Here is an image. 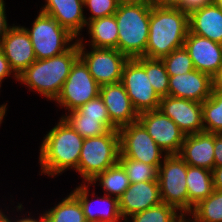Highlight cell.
Masks as SVG:
<instances>
[{
	"instance_id": "cell-14",
	"label": "cell",
	"mask_w": 222,
	"mask_h": 222,
	"mask_svg": "<svg viewBox=\"0 0 222 222\" xmlns=\"http://www.w3.org/2000/svg\"><path fill=\"white\" fill-rule=\"evenodd\" d=\"M90 187V183L81 182L79 186L71 191L82 206L86 222H123L124 220L119 210V199L105 194L101 197H97V195H94L96 193L93 191L90 195L92 196L91 200L89 198V194L91 193ZM94 196L97 197V199Z\"/></svg>"
},
{
	"instance_id": "cell-48",
	"label": "cell",
	"mask_w": 222,
	"mask_h": 222,
	"mask_svg": "<svg viewBox=\"0 0 222 222\" xmlns=\"http://www.w3.org/2000/svg\"><path fill=\"white\" fill-rule=\"evenodd\" d=\"M214 2H215L217 5H219V6L222 7V0H214Z\"/></svg>"
},
{
	"instance_id": "cell-28",
	"label": "cell",
	"mask_w": 222,
	"mask_h": 222,
	"mask_svg": "<svg viewBox=\"0 0 222 222\" xmlns=\"http://www.w3.org/2000/svg\"><path fill=\"white\" fill-rule=\"evenodd\" d=\"M124 222H186V216L164 202L136 213Z\"/></svg>"
},
{
	"instance_id": "cell-27",
	"label": "cell",
	"mask_w": 222,
	"mask_h": 222,
	"mask_svg": "<svg viewBox=\"0 0 222 222\" xmlns=\"http://www.w3.org/2000/svg\"><path fill=\"white\" fill-rule=\"evenodd\" d=\"M187 216L186 222H222V191L214 190L200 200Z\"/></svg>"
},
{
	"instance_id": "cell-40",
	"label": "cell",
	"mask_w": 222,
	"mask_h": 222,
	"mask_svg": "<svg viewBox=\"0 0 222 222\" xmlns=\"http://www.w3.org/2000/svg\"><path fill=\"white\" fill-rule=\"evenodd\" d=\"M152 6L160 8H179L182 0H148Z\"/></svg>"
},
{
	"instance_id": "cell-2",
	"label": "cell",
	"mask_w": 222,
	"mask_h": 222,
	"mask_svg": "<svg viewBox=\"0 0 222 222\" xmlns=\"http://www.w3.org/2000/svg\"><path fill=\"white\" fill-rule=\"evenodd\" d=\"M78 58L79 44L76 40L64 53L34 61L18 75V81L23 86L25 84L29 91L39 93L49 101H55Z\"/></svg>"
},
{
	"instance_id": "cell-46",
	"label": "cell",
	"mask_w": 222,
	"mask_h": 222,
	"mask_svg": "<svg viewBox=\"0 0 222 222\" xmlns=\"http://www.w3.org/2000/svg\"><path fill=\"white\" fill-rule=\"evenodd\" d=\"M0 222H11V221L0 211Z\"/></svg>"
},
{
	"instance_id": "cell-15",
	"label": "cell",
	"mask_w": 222,
	"mask_h": 222,
	"mask_svg": "<svg viewBox=\"0 0 222 222\" xmlns=\"http://www.w3.org/2000/svg\"><path fill=\"white\" fill-rule=\"evenodd\" d=\"M0 48L17 76L37 60L30 36L21 25H12Z\"/></svg>"
},
{
	"instance_id": "cell-41",
	"label": "cell",
	"mask_w": 222,
	"mask_h": 222,
	"mask_svg": "<svg viewBox=\"0 0 222 222\" xmlns=\"http://www.w3.org/2000/svg\"><path fill=\"white\" fill-rule=\"evenodd\" d=\"M0 211L11 221V222H46L45 221V218H44V215H43V213H40L39 215V217L38 218H35V217H31L30 215H31V212L29 213V216L28 215H21V217L20 216H17L16 218H13V220H12V217L10 218V216H7L6 214H5V212H3V209L1 210L0 209ZM28 216V217H27ZM18 217H20V219L18 218Z\"/></svg>"
},
{
	"instance_id": "cell-36",
	"label": "cell",
	"mask_w": 222,
	"mask_h": 222,
	"mask_svg": "<svg viewBox=\"0 0 222 222\" xmlns=\"http://www.w3.org/2000/svg\"><path fill=\"white\" fill-rule=\"evenodd\" d=\"M213 3L214 0H182V4L178 9H181L184 13L190 15L192 12Z\"/></svg>"
},
{
	"instance_id": "cell-23",
	"label": "cell",
	"mask_w": 222,
	"mask_h": 222,
	"mask_svg": "<svg viewBox=\"0 0 222 222\" xmlns=\"http://www.w3.org/2000/svg\"><path fill=\"white\" fill-rule=\"evenodd\" d=\"M90 37L88 46L95 48H112L118 50V27L114 15L88 21L86 24Z\"/></svg>"
},
{
	"instance_id": "cell-26",
	"label": "cell",
	"mask_w": 222,
	"mask_h": 222,
	"mask_svg": "<svg viewBox=\"0 0 222 222\" xmlns=\"http://www.w3.org/2000/svg\"><path fill=\"white\" fill-rule=\"evenodd\" d=\"M43 215L46 222H86L82 206L71 192Z\"/></svg>"
},
{
	"instance_id": "cell-44",
	"label": "cell",
	"mask_w": 222,
	"mask_h": 222,
	"mask_svg": "<svg viewBox=\"0 0 222 222\" xmlns=\"http://www.w3.org/2000/svg\"><path fill=\"white\" fill-rule=\"evenodd\" d=\"M144 1H147V0H117V3L119 5H128V4H136V3L144 2Z\"/></svg>"
},
{
	"instance_id": "cell-22",
	"label": "cell",
	"mask_w": 222,
	"mask_h": 222,
	"mask_svg": "<svg viewBox=\"0 0 222 222\" xmlns=\"http://www.w3.org/2000/svg\"><path fill=\"white\" fill-rule=\"evenodd\" d=\"M189 31L222 44V7L207 5L189 15Z\"/></svg>"
},
{
	"instance_id": "cell-21",
	"label": "cell",
	"mask_w": 222,
	"mask_h": 222,
	"mask_svg": "<svg viewBox=\"0 0 222 222\" xmlns=\"http://www.w3.org/2000/svg\"><path fill=\"white\" fill-rule=\"evenodd\" d=\"M214 133L185 135L178 155L190 166L214 168Z\"/></svg>"
},
{
	"instance_id": "cell-18",
	"label": "cell",
	"mask_w": 222,
	"mask_h": 222,
	"mask_svg": "<svg viewBox=\"0 0 222 222\" xmlns=\"http://www.w3.org/2000/svg\"><path fill=\"white\" fill-rule=\"evenodd\" d=\"M162 203L158 181L131 184L119 198V210L125 221L130 216Z\"/></svg>"
},
{
	"instance_id": "cell-35",
	"label": "cell",
	"mask_w": 222,
	"mask_h": 222,
	"mask_svg": "<svg viewBox=\"0 0 222 222\" xmlns=\"http://www.w3.org/2000/svg\"><path fill=\"white\" fill-rule=\"evenodd\" d=\"M84 8L91 13L86 22L114 15L119 4L117 0H83Z\"/></svg>"
},
{
	"instance_id": "cell-19",
	"label": "cell",
	"mask_w": 222,
	"mask_h": 222,
	"mask_svg": "<svg viewBox=\"0 0 222 222\" xmlns=\"http://www.w3.org/2000/svg\"><path fill=\"white\" fill-rule=\"evenodd\" d=\"M99 95L108 110L110 121L118 129L138 121L139 114L121 82L100 86Z\"/></svg>"
},
{
	"instance_id": "cell-32",
	"label": "cell",
	"mask_w": 222,
	"mask_h": 222,
	"mask_svg": "<svg viewBox=\"0 0 222 222\" xmlns=\"http://www.w3.org/2000/svg\"><path fill=\"white\" fill-rule=\"evenodd\" d=\"M118 162L125 169L131 184L145 181H158L159 168L154 165L127 158L121 153L119 154Z\"/></svg>"
},
{
	"instance_id": "cell-5",
	"label": "cell",
	"mask_w": 222,
	"mask_h": 222,
	"mask_svg": "<svg viewBox=\"0 0 222 222\" xmlns=\"http://www.w3.org/2000/svg\"><path fill=\"white\" fill-rule=\"evenodd\" d=\"M120 137L118 130H109L97 137L85 138L77 173L83 178L82 183H89L98 174L119 161Z\"/></svg>"
},
{
	"instance_id": "cell-4",
	"label": "cell",
	"mask_w": 222,
	"mask_h": 222,
	"mask_svg": "<svg viewBox=\"0 0 222 222\" xmlns=\"http://www.w3.org/2000/svg\"><path fill=\"white\" fill-rule=\"evenodd\" d=\"M151 8L152 5L147 0L119 5L114 14L118 27V50L129 59L145 54Z\"/></svg>"
},
{
	"instance_id": "cell-20",
	"label": "cell",
	"mask_w": 222,
	"mask_h": 222,
	"mask_svg": "<svg viewBox=\"0 0 222 222\" xmlns=\"http://www.w3.org/2000/svg\"><path fill=\"white\" fill-rule=\"evenodd\" d=\"M39 11L53 17L77 39L84 37L81 33L86 28L87 16L84 15L83 0H45Z\"/></svg>"
},
{
	"instance_id": "cell-17",
	"label": "cell",
	"mask_w": 222,
	"mask_h": 222,
	"mask_svg": "<svg viewBox=\"0 0 222 222\" xmlns=\"http://www.w3.org/2000/svg\"><path fill=\"white\" fill-rule=\"evenodd\" d=\"M212 77L196 69L180 75L169 76L168 95L195 102H203L211 96Z\"/></svg>"
},
{
	"instance_id": "cell-31",
	"label": "cell",
	"mask_w": 222,
	"mask_h": 222,
	"mask_svg": "<svg viewBox=\"0 0 222 222\" xmlns=\"http://www.w3.org/2000/svg\"><path fill=\"white\" fill-rule=\"evenodd\" d=\"M61 117L84 139L101 136L109 131L99 119L85 118L76 109Z\"/></svg>"
},
{
	"instance_id": "cell-37",
	"label": "cell",
	"mask_w": 222,
	"mask_h": 222,
	"mask_svg": "<svg viewBox=\"0 0 222 222\" xmlns=\"http://www.w3.org/2000/svg\"><path fill=\"white\" fill-rule=\"evenodd\" d=\"M7 77H12L18 82V76L11 69L8 60L0 48V88L2 87V81H4Z\"/></svg>"
},
{
	"instance_id": "cell-47",
	"label": "cell",
	"mask_w": 222,
	"mask_h": 222,
	"mask_svg": "<svg viewBox=\"0 0 222 222\" xmlns=\"http://www.w3.org/2000/svg\"><path fill=\"white\" fill-rule=\"evenodd\" d=\"M0 92H1V91H0ZM7 105H8V103H5V104L0 105V109H7V108H8Z\"/></svg>"
},
{
	"instance_id": "cell-42",
	"label": "cell",
	"mask_w": 222,
	"mask_h": 222,
	"mask_svg": "<svg viewBox=\"0 0 222 222\" xmlns=\"http://www.w3.org/2000/svg\"><path fill=\"white\" fill-rule=\"evenodd\" d=\"M214 189L222 191V166L215 167L212 170Z\"/></svg>"
},
{
	"instance_id": "cell-45",
	"label": "cell",
	"mask_w": 222,
	"mask_h": 222,
	"mask_svg": "<svg viewBox=\"0 0 222 222\" xmlns=\"http://www.w3.org/2000/svg\"><path fill=\"white\" fill-rule=\"evenodd\" d=\"M7 111V109H0V126H1V124H2V122H3V120H5L4 118H5V116L7 115L6 112Z\"/></svg>"
},
{
	"instance_id": "cell-7",
	"label": "cell",
	"mask_w": 222,
	"mask_h": 222,
	"mask_svg": "<svg viewBox=\"0 0 222 222\" xmlns=\"http://www.w3.org/2000/svg\"><path fill=\"white\" fill-rule=\"evenodd\" d=\"M188 164L178 155H167L159 166L158 183L162 202L188 215L187 175Z\"/></svg>"
},
{
	"instance_id": "cell-10",
	"label": "cell",
	"mask_w": 222,
	"mask_h": 222,
	"mask_svg": "<svg viewBox=\"0 0 222 222\" xmlns=\"http://www.w3.org/2000/svg\"><path fill=\"white\" fill-rule=\"evenodd\" d=\"M118 131L120 153L127 158L159 168L168 155L156 144L139 121L125 125L119 128Z\"/></svg>"
},
{
	"instance_id": "cell-3",
	"label": "cell",
	"mask_w": 222,
	"mask_h": 222,
	"mask_svg": "<svg viewBox=\"0 0 222 222\" xmlns=\"http://www.w3.org/2000/svg\"><path fill=\"white\" fill-rule=\"evenodd\" d=\"M189 32V15L177 8L152 6L149 34L142 57L161 59L173 50L183 47Z\"/></svg>"
},
{
	"instance_id": "cell-16",
	"label": "cell",
	"mask_w": 222,
	"mask_h": 222,
	"mask_svg": "<svg viewBox=\"0 0 222 222\" xmlns=\"http://www.w3.org/2000/svg\"><path fill=\"white\" fill-rule=\"evenodd\" d=\"M183 46L196 70L213 77L222 66V44L189 31Z\"/></svg>"
},
{
	"instance_id": "cell-8",
	"label": "cell",
	"mask_w": 222,
	"mask_h": 222,
	"mask_svg": "<svg viewBox=\"0 0 222 222\" xmlns=\"http://www.w3.org/2000/svg\"><path fill=\"white\" fill-rule=\"evenodd\" d=\"M77 41L79 57L87 65L91 76L100 86L121 82L124 65L129 60L126 55L112 48L89 46L90 51H88L82 36Z\"/></svg>"
},
{
	"instance_id": "cell-9",
	"label": "cell",
	"mask_w": 222,
	"mask_h": 222,
	"mask_svg": "<svg viewBox=\"0 0 222 222\" xmlns=\"http://www.w3.org/2000/svg\"><path fill=\"white\" fill-rule=\"evenodd\" d=\"M100 85L91 76L87 65L79 57L72 65L70 74L54 102L67 112L75 110L98 97Z\"/></svg>"
},
{
	"instance_id": "cell-24",
	"label": "cell",
	"mask_w": 222,
	"mask_h": 222,
	"mask_svg": "<svg viewBox=\"0 0 222 222\" xmlns=\"http://www.w3.org/2000/svg\"><path fill=\"white\" fill-rule=\"evenodd\" d=\"M186 183L189 214L200 200L207 198L215 190L212 171L188 165Z\"/></svg>"
},
{
	"instance_id": "cell-29",
	"label": "cell",
	"mask_w": 222,
	"mask_h": 222,
	"mask_svg": "<svg viewBox=\"0 0 222 222\" xmlns=\"http://www.w3.org/2000/svg\"><path fill=\"white\" fill-rule=\"evenodd\" d=\"M144 69L157 95L162 98L168 96L169 74L161 59L145 57L134 58Z\"/></svg>"
},
{
	"instance_id": "cell-39",
	"label": "cell",
	"mask_w": 222,
	"mask_h": 222,
	"mask_svg": "<svg viewBox=\"0 0 222 222\" xmlns=\"http://www.w3.org/2000/svg\"><path fill=\"white\" fill-rule=\"evenodd\" d=\"M214 168L222 166V133H214Z\"/></svg>"
},
{
	"instance_id": "cell-1",
	"label": "cell",
	"mask_w": 222,
	"mask_h": 222,
	"mask_svg": "<svg viewBox=\"0 0 222 222\" xmlns=\"http://www.w3.org/2000/svg\"><path fill=\"white\" fill-rule=\"evenodd\" d=\"M84 138L62 117L43 137L39 147L40 174L54 178L69 169H78Z\"/></svg>"
},
{
	"instance_id": "cell-12",
	"label": "cell",
	"mask_w": 222,
	"mask_h": 222,
	"mask_svg": "<svg viewBox=\"0 0 222 222\" xmlns=\"http://www.w3.org/2000/svg\"><path fill=\"white\" fill-rule=\"evenodd\" d=\"M138 121L156 144L168 155L179 153L185 134L162 111L156 109L139 113Z\"/></svg>"
},
{
	"instance_id": "cell-30",
	"label": "cell",
	"mask_w": 222,
	"mask_h": 222,
	"mask_svg": "<svg viewBox=\"0 0 222 222\" xmlns=\"http://www.w3.org/2000/svg\"><path fill=\"white\" fill-rule=\"evenodd\" d=\"M204 132L222 133V92L212 90L202 102Z\"/></svg>"
},
{
	"instance_id": "cell-25",
	"label": "cell",
	"mask_w": 222,
	"mask_h": 222,
	"mask_svg": "<svg viewBox=\"0 0 222 222\" xmlns=\"http://www.w3.org/2000/svg\"><path fill=\"white\" fill-rule=\"evenodd\" d=\"M89 183L91 186H96L97 183V185L102 188L105 195L113 196L118 199L131 185L125 169L119 162L98 174Z\"/></svg>"
},
{
	"instance_id": "cell-11",
	"label": "cell",
	"mask_w": 222,
	"mask_h": 222,
	"mask_svg": "<svg viewBox=\"0 0 222 222\" xmlns=\"http://www.w3.org/2000/svg\"><path fill=\"white\" fill-rule=\"evenodd\" d=\"M150 82L145 69L135 59L125 63L121 83L138 114L159 109L161 98Z\"/></svg>"
},
{
	"instance_id": "cell-38",
	"label": "cell",
	"mask_w": 222,
	"mask_h": 222,
	"mask_svg": "<svg viewBox=\"0 0 222 222\" xmlns=\"http://www.w3.org/2000/svg\"><path fill=\"white\" fill-rule=\"evenodd\" d=\"M5 4L6 3L4 0H0V46L6 33L12 27V25L10 26L7 22L8 20L6 16L7 14Z\"/></svg>"
},
{
	"instance_id": "cell-33",
	"label": "cell",
	"mask_w": 222,
	"mask_h": 222,
	"mask_svg": "<svg viewBox=\"0 0 222 222\" xmlns=\"http://www.w3.org/2000/svg\"><path fill=\"white\" fill-rule=\"evenodd\" d=\"M161 60L169 76L184 74L195 69L184 46L173 50L169 55L162 57Z\"/></svg>"
},
{
	"instance_id": "cell-13",
	"label": "cell",
	"mask_w": 222,
	"mask_h": 222,
	"mask_svg": "<svg viewBox=\"0 0 222 222\" xmlns=\"http://www.w3.org/2000/svg\"><path fill=\"white\" fill-rule=\"evenodd\" d=\"M159 110L172 119L185 135L204 132L201 102L168 95L160 99Z\"/></svg>"
},
{
	"instance_id": "cell-6",
	"label": "cell",
	"mask_w": 222,
	"mask_h": 222,
	"mask_svg": "<svg viewBox=\"0 0 222 222\" xmlns=\"http://www.w3.org/2000/svg\"><path fill=\"white\" fill-rule=\"evenodd\" d=\"M28 32L37 60L51 58L67 51L77 40L53 17L39 11ZM75 40V41H74Z\"/></svg>"
},
{
	"instance_id": "cell-43",
	"label": "cell",
	"mask_w": 222,
	"mask_h": 222,
	"mask_svg": "<svg viewBox=\"0 0 222 222\" xmlns=\"http://www.w3.org/2000/svg\"><path fill=\"white\" fill-rule=\"evenodd\" d=\"M213 90L222 92V66L218 72L212 77Z\"/></svg>"
},
{
	"instance_id": "cell-34",
	"label": "cell",
	"mask_w": 222,
	"mask_h": 222,
	"mask_svg": "<svg viewBox=\"0 0 222 222\" xmlns=\"http://www.w3.org/2000/svg\"><path fill=\"white\" fill-rule=\"evenodd\" d=\"M85 118L99 119L108 130H118L110 121L108 110L100 95L76 109Z\"/></svg>"
}]
</instances>
